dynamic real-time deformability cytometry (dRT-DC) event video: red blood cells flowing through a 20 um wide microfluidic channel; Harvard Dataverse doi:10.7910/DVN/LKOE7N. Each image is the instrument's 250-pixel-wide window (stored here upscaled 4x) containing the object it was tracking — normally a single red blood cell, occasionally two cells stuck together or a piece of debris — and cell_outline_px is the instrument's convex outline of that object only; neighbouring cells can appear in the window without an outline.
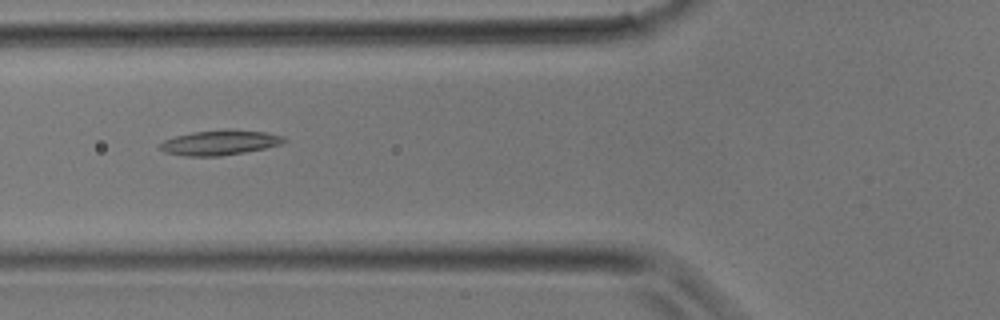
{"species": "common noctule bat (a hibernating species)", "species_latin": "Nyctalus noctula", "temperature_condition": "room temperature", "stored_images_in_passage": 25, "camera_frame_rate_fps": 3000, "um_per_image_px": 0.085, "animal": {"sex": "male", "body_mass_g": 17.9}, "frame": {"image": 1, "passage_image": 4, "time_ms": 1.0, "image_size_px": [1000, 320], "cell_outline_px": [[288, 140], [280, 144], [264, 148], [244, 152], [220, 156], [184, 156], [164, 152], [160, 148], [160, 144], [164, 140], [176, 136], [192, 132], [264, 132], [284, 136]], "centroid_in_image_um": [18.64, 12.17], "position_along_channel_um": 107.2, "area_um2": 17.05}}
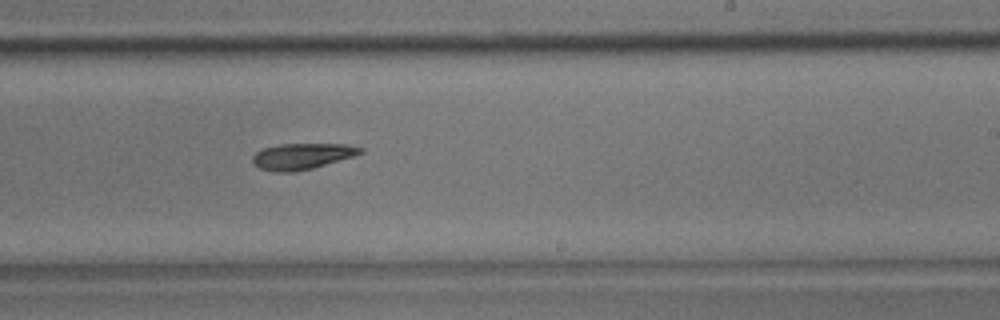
{"frame": {"image": 2, "passage_image": 12, "time_ms": 3.667, "image_size_px": [1000, 320], "cell_outline_px": [[364, 152], [352, 156], [312, 168], [292, 172], [272, 172], [260, 168], [252, 160], [252, 156], [260, 148], [280, 144], [344, 144], [364, 148]], "centroid_in_image_um": [25.63, 13.27], "position_along_channel_um": 263.4, "area_um2": 16.24}}
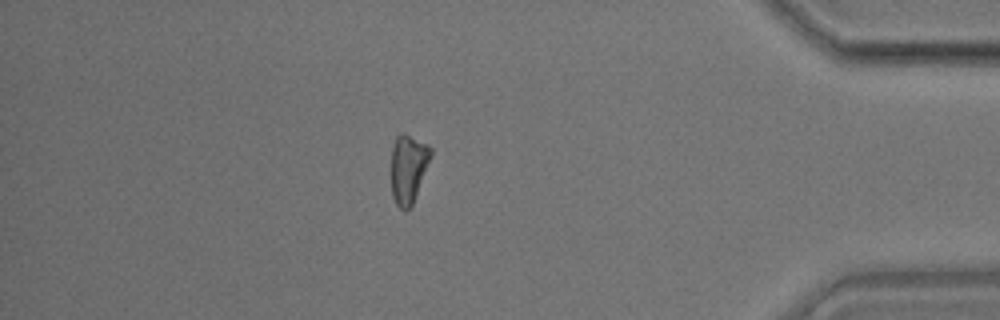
{"frame": {"image": 3, "passage_image": 21, "time_ms": 6.667, "image_size_px": [1000, 320], "cell_outline_px": [[432, 156], [412, 204], [408, 208], [400, 208], [396, 204], [392, 196], [392, 148], [396, 136], [400, 132], [404, 132], [428, 144], [432, 148]], "centroid_in_image_um": [34.72, 14.26], "position_along_channel_um": 400.5, "area_um2": 15.78}}